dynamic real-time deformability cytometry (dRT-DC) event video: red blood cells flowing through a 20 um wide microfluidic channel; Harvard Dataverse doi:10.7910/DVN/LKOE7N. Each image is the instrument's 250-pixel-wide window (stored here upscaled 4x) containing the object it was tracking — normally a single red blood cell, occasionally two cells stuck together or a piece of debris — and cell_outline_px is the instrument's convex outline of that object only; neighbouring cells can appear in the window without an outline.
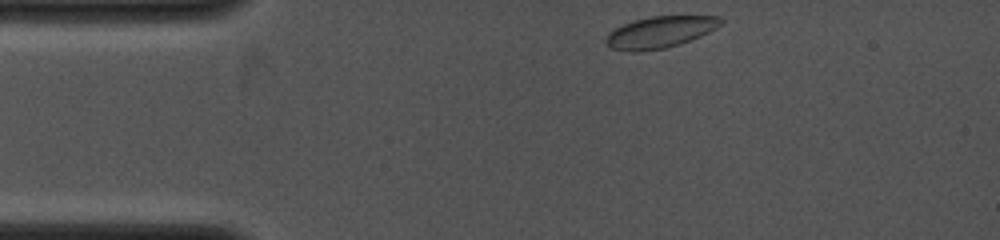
{"species": "common noctule bat (a hibernating species)", "species_latin": "Nyctalus noctula", "temperature_condition": "cold", "stored_images_in_passage": 42, "camera_frame_rate_fps": 4000, "um_per_image_px": 0.085, "animal": {"sex": "female", "body_mass_g": 19.0, "forearm_length_mm": 53.3}, "frame": {"image": 1, "passage_image": 1, "time_ms": 0.0, "image_size_px": [1000, 240], "cell_outline_px": [[724, 20], [716, 28], [700, 36], [680, 44], [664, 48], [640, 52], [628, 52], [612, 48], [604, 40], [608, 32], [624, 24], [636, 20], [652, 16], [720, 16]], "centroid_in_image_um": [56.09, 2.74], "position_along_channel_um": 28.9, "area_um2": 21.04}}
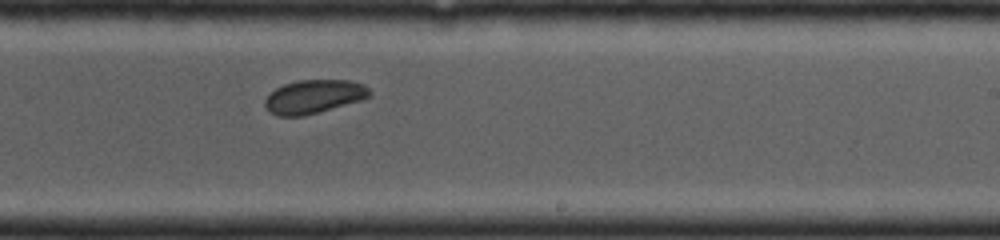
{"frame": {"image": 2, "passage_image": 25, "time_ms": 6.25, "image_size_px": [1000, 240], "cell_outline_px": [[372, 96], [360, 100], [304, 116], [276, 116], [268, 112], [264, 104], [264, 100], [276, 88], [284, 84], [300, 80], [348, 80], [364, 84], [372, 92]], "centroid_in_image_um": [26.67, 8.21], "position_along_channel_um": 262.3, "area_um2": 20.46}}
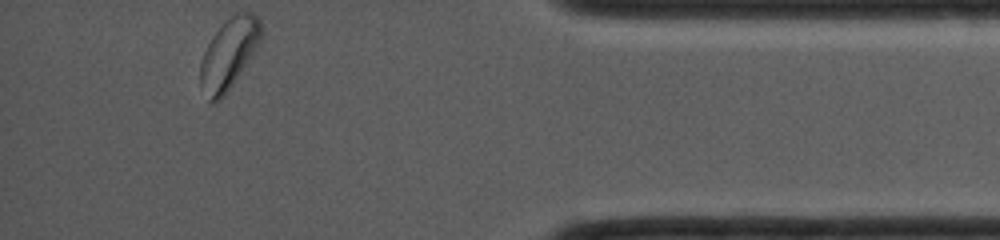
{"frame": {"image": 3, "passage_image": 42, "time_ms": 10.25, "image_size_px": [1000, 240], "cell_outline_px": [[264, 32], [252, 56], [232, 84], [220, 100], [208, 100], [200, 84], [200, 60], [212, 36], [236, 12], [252, 12], [260, 20]], "centroid_in_image_um": [19.47, 4.54], "position_along_channel_um": 415.7, "area_um2": 24.51}}